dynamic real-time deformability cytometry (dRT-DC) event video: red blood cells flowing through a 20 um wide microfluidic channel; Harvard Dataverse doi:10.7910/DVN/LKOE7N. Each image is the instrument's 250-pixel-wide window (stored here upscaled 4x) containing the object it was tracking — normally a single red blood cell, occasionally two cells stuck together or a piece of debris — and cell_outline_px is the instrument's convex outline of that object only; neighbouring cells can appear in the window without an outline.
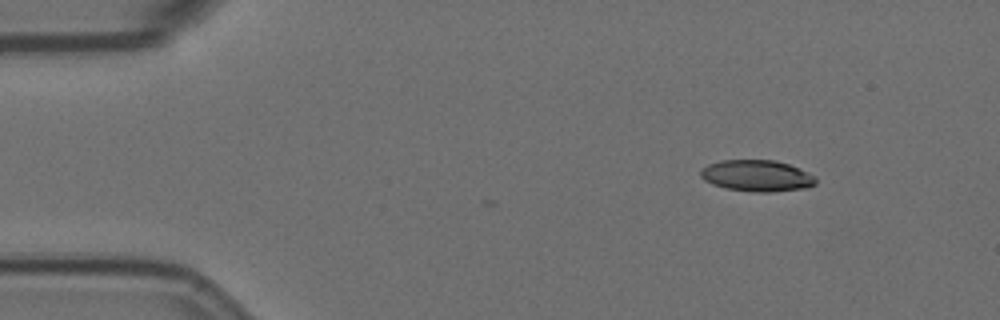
{"species": "Egyptian fruit bat (a non-hibernating species)", "species_latin": "Rousettus aegyptiacus", "temperature_condition": "room temperature", "stored_images_in_passage": 4, "camera_frame_rate_fps": 3000, "um_per_image_px": 0.085, "animal": {"sex": "female"}, "frame": {"image": 1, "passage_image": 1, "time_ms": 0.0, "image_size_px": [1000, 320], "cell_outline_px": [[816, 184], [804, 188], [772, 192], [752, 192], [724, 188], [712, 184], [704, 180], [700, 176], [700, 172], [708, 164], [720, 160], [772, 160], [788, 164], [812, 176], [816, 180]], "centroid_in_image_um": [64.27, 14.95], "position_along_channel_um": 20.7, "area_um2": 20.81}}